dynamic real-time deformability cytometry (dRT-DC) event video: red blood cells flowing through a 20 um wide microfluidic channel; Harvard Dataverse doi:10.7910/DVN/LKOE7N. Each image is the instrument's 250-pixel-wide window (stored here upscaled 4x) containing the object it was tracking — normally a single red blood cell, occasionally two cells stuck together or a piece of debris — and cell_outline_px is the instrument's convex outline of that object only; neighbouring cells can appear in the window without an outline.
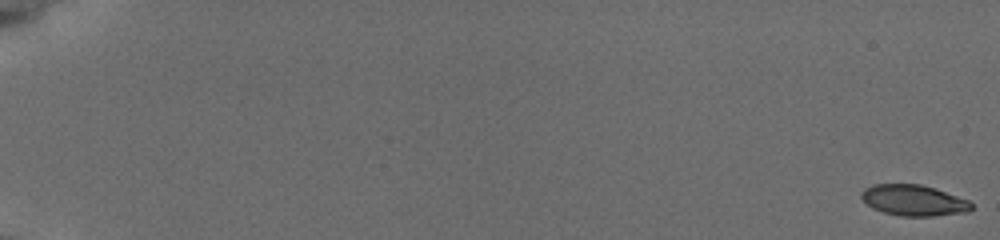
{"species": "common noctule bat (a hibernating species)", "species_latin": "Nyctalus noctula", "temperature_condition": "cold", "stored_images_in_passage": 34, "camera_frame_rate_fps": 3000, "um_per_image_px": 0.085, "animal": {"sex": "female", "body_mass_g": 19.5, "forearm_length_mm": 54.1}, "frame": {"image": 1, "passage_image": 1, "time_ms": 0.0, "image_size_px": [1000, 240], "cell_outline_px": [[972, 208], [968, 212], [932, 216], [900, 216], [884, 212], [872, 208], [860, 196], [860, 192], [864, 188], [872, 184], [920, 184], [968, 200], [972, 204]], "centroid_in_image_um": [77.62, 17.03], "position_along_channel_um": 7.4, "area_um2": 19.65}}
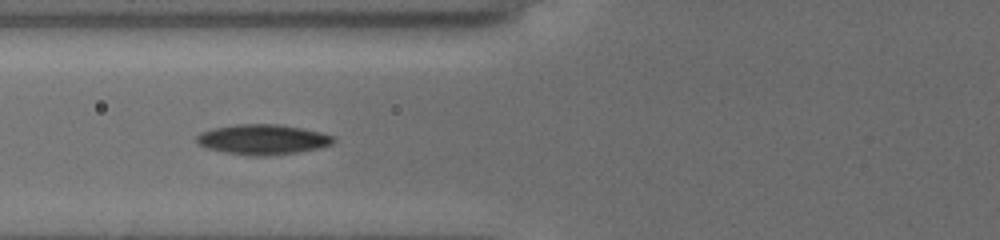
{"frame": {"image": 2, "passage_image": 23, "time_ms": 8.0, "image_size_px": [1000, 240], "cell_outline_px": [[336, 140], [332, 144], [320, 148], [272, 156], [248, 156], [224, 152], [204, 148], [196, 144], [196, 136], [200, 132], [212, 128], [236, 124], [280, 124], [304, 128], [320, 132], [332, 136]], "centroid_in_image_um": [22.29, 11.86], "position_along_channel_um": 103.5, "area_um2": 24.45}}
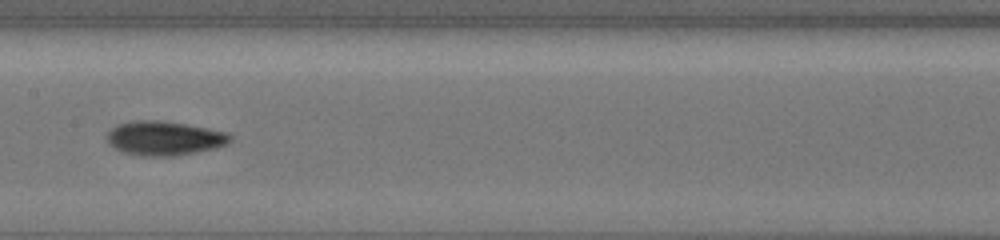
{"frame": {"image": 3, "passage_image": 33, "time_ms": 10.333, "image_size_px": [1000, 240], "cell_outline_px": [[232, 140], [228, 144], [216, 148], [196, 152], [172, 156], [144, 156], [124, 152], [116, 148], [108, 140], [108, 132], [116, 124], [136, 120], [160, 120], [208, 128], [228, 132], [232, 136]], "centroid_in_image_um": [14.02, 11.74], "position_along_channel_um": 193.4, "area_um2": 24.45}}